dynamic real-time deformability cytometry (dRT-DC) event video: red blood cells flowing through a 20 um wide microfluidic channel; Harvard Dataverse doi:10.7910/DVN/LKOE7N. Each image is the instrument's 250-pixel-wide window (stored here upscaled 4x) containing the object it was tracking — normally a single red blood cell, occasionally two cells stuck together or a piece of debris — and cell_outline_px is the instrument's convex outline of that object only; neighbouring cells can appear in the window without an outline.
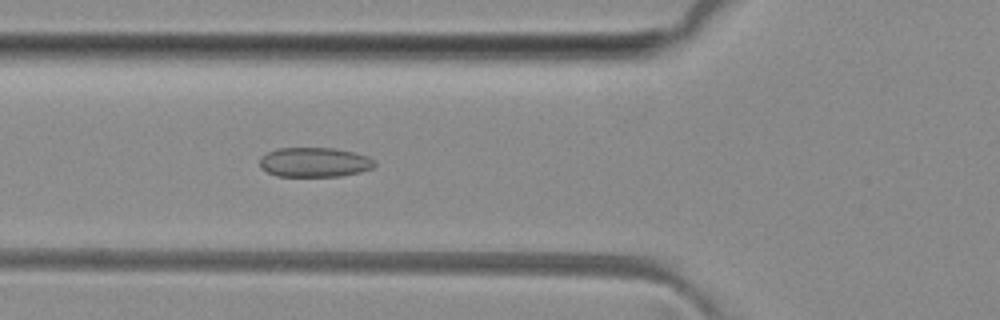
{"species": "common noctule bat (a hibernating species)", "species_latin": "Nyctalus noctula", "temperature_condition": "room temperature", "stored_images_in_passage": 47, "camera_frame_rate_fps": 3000, "um_per_image_px": 0.085, "animal": {"sex": "female", "body_mass_g": 29.2, "forearm_length_mm": 56.3}, "frame": {"image": 1, "passage_image": 15, "time_ms": 4.667, "image_size_px": [1000, 320], "cell_outline_px": [[376, 164], [372, 168], [360, 172], [340, 176], [276, 176], [260, 168], [260, 156], [268, 152], [280, 148], [332, 148], [352, 152], [368, 156]], "centroid_in_image_um": [26.7, 13.79], "position_along_channel_um": 99.1, "area_um2": 19.71}}
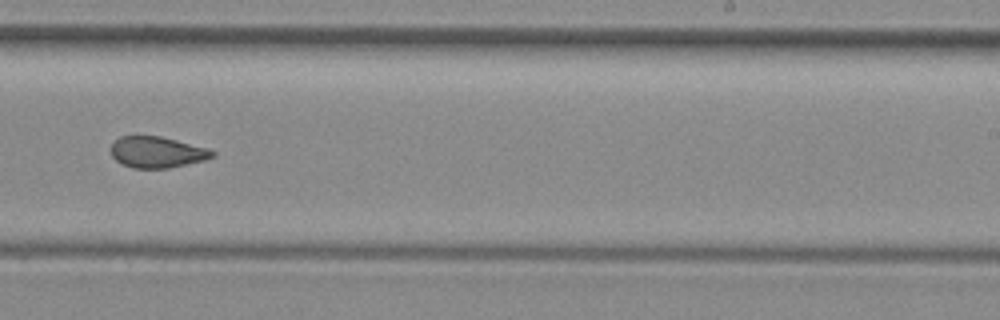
{"frame": {"image": 2, "passage_image": 28, "time_ms": 9.0, "image_size_px": [1000, 320], "cell_outline_px": [[216, 156], [204, 160], [168, 168], [132, 168], [116, 160], [112, 156], [112, 144], [120, 136], [160, 136], [208, 148], [216, 152]], "centroid_in_image_um": [13.38, 12.93], "position_along_channel_um": 275.6, "area_um2": 18.26}}
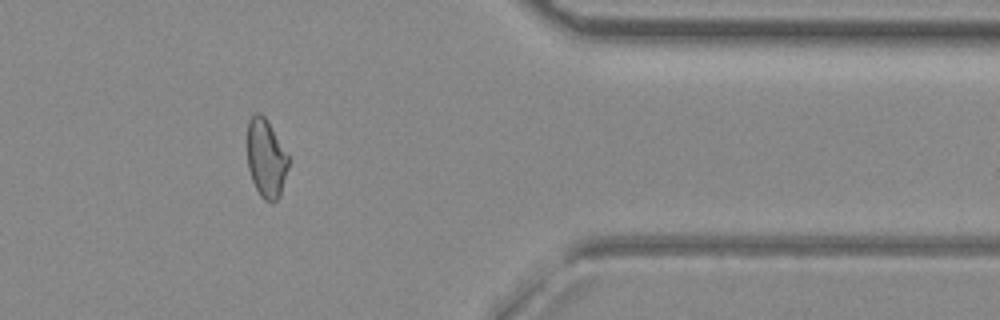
{"frame": {"image": 3, "passage_image": 38, "time_ms": 12.333, "image_size_px": [1000, 320], "cell_outline_px": [[288, 168], [280, 196], [272, 204], [264, 200], [260, 196], [252, 180], [248, 168], [248, 120], [256, 112], [260, 112], [264, 116], [288, 156]], "centroid_in_image_um": [22.61, 13.5], "position_along_channel_um": 388.8, "area_um2": 18.55}, "authors_computed_cell_mechanics": {"area_um2": 19.652, "velocity_mm_per_s": 4.0774, "shape_relaxation_time_tau1_ms": null, "shape_relaxation_time_tau2_ms": 2.1474, "deformation_change_tau1": null, "deformation_change_tau2": 0.0869}}